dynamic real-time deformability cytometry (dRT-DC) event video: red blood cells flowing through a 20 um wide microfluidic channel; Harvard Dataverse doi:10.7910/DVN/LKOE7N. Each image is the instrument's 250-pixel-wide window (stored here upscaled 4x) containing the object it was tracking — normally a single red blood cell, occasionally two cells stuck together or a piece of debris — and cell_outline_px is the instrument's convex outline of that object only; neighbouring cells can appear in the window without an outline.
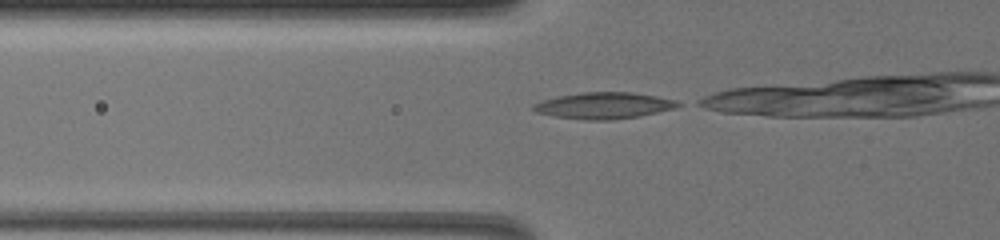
{"species": "common noctule bat (a hibernating species)", "species_latin": "Nyctalus noctula", "temperature_condition": "warm", "stored_images_in_passage": 21, "camera_frame_rate_fps": 3000, "um_per_image_px": 0.085, "animal": {"sex": "female", "body_mass_g": 19.5, "forearm_length_mm": 54.1}, "frame": {"image": 1, "passage_image": 16, "time_ms": 5.0, "image_size_px": [1000, 240], "cell_outline_px": [[684, 104], [676, 108], [640, 116], [612, 120], [584, 120], [556, 116], [536, 112], [532, 108], [532, 104], [540, 100], [556, 96], [580, 92], [632, 92], [656, 96], [676, 100]], "centroid_in_image_um": [51.33, 8.96], "position_along_channel_um": 74.5, "area_um2": 22.48}}
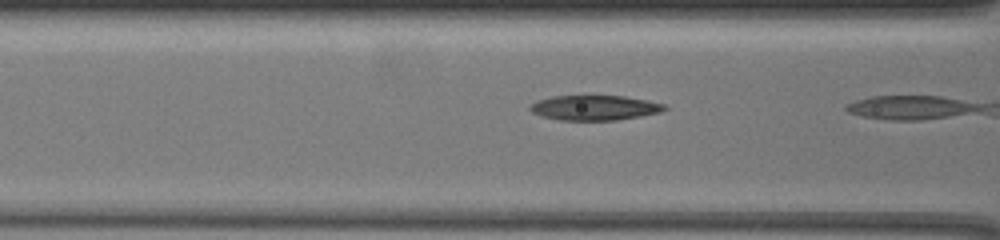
{"frame": {"image": 2, "passage_image": 20, "time_ms": 6.333, "image_size_px": [1000, 240], "cell_outline_px": [[668, 108], [660, 112], [640, 116], [616, 120], [560, 120], [540, 116], [532, 112], [528, 108], [536, 100], [552, 96], [624, 96], [664, 104]], "centroid_in_image_um": [50.49, 9.16], "position_along_channel_um": 116.1, "area_um2": 19.42}}